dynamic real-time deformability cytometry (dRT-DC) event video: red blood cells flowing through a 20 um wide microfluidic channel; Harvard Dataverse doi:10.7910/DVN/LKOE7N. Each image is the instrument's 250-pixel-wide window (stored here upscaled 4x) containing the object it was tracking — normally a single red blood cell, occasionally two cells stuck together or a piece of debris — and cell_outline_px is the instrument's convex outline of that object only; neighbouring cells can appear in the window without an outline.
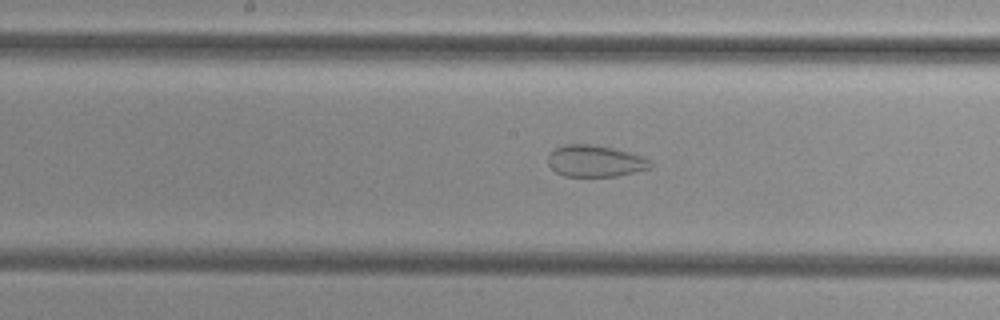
{"species": "common noctule bat (a hibernating species)", "species_latin": "Nyctalus noctula", "temperature_condition": "cold", "stored_images_in_passage": 47, "camera_frame_rate_fps": 3000, "um_per_image_px": 0.085, "animal": {"sex": "female", "body_mass_g": 29.2, "forearm_length_mm": 56.3}, "frame": {"image": 1, "passage_image": 28, "time_ms": 9.0, "image_size_px": [1000, 320], "cell_outline_px": [[652, 164], [648, 168], [616, 176], [564, 176], [556, 172], [548, 164], [548, 156], [556, 148], [564, 144], [592, 144], [612, 148], [628, 152], [640, 156], [648, 160]], "centroid_in_image_um": [50.53, 13.68], "position_along_channel_um": 197.7, "area_um2": 18.5}}
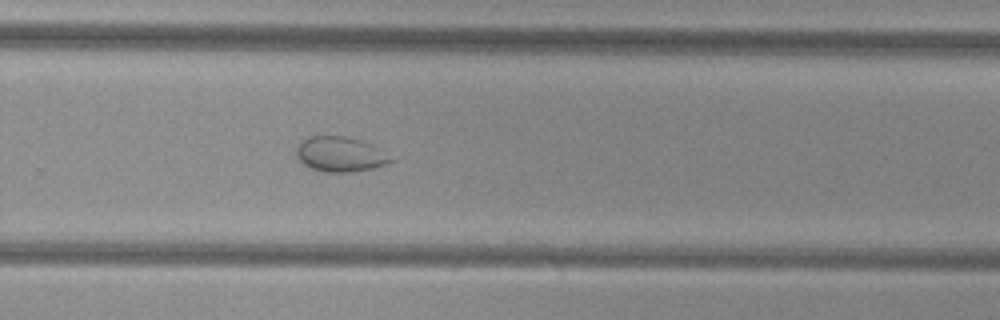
{"frame": {"image": 2, "passage_image": 36, "time_ms": 11.667, "image_size_px": [1000, 320], "cell_outline_px": [[396, 160], [388, 164], [372, 168], [352, 172], [324, 172], [308, 168], [300, 160], [296, 152], [296, 148], [308, 136], [344, 136], [360, 140], [372, 144]], "centroid_in_image_um": [28.94, 13.12], "position_along_channel_um": 300.9, "area_um2": 19.25}}
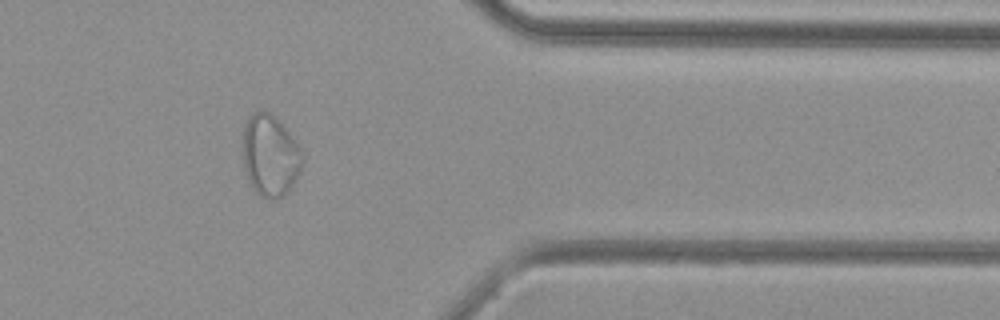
{"frame": {"image": 3, "passage_image": 44, "time_ms": 14.333, "image_size_px": [1000, 320], "cell_outline_px": [[304, 164], [296, 180], [288, 192], [280, 200], [268, 200], [260, 196], [252, 188], [248, 180], [244, 168], [244, 124], [248, 116], [260, 108], [264, 108], [280, 120], [300, 148], [304, 156]], "centroid_in_image_um": [22.99, 13.23], "position_along_channel_um": 388.4, "area_um2": 29.02}}